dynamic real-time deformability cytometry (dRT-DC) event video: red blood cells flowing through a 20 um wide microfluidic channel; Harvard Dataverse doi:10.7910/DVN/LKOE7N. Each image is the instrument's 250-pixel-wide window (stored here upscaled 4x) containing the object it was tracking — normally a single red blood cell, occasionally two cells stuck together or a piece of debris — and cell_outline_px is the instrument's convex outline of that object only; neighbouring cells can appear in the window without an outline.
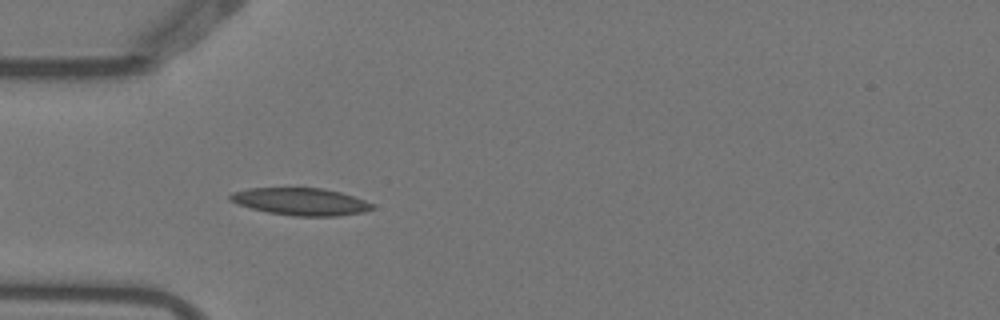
{"species": "Egyptian fruit bat (a non-hibernating species)", "species_latin": "Rousettus aegyptiacus", "temperature_condition": "warm", "stored_images_in_passage": 5, "camera_frame_rate_fps": 3000, "um_per_image_px": 0.085, "animal": {"sex": "female"}, "frame": {"image": 1, "passage_image": 5, "time_ms": 1.333, "image_size_px": [1000, 320], "cell_outline_px": [[376, 208], [364, 212], [336, 216], [292, 216], [268, 212], [236, 204], [228, 200], [228, 196], [232, 192], [248, 188], [320, 188], [340, 192], [376, 204]], "centroid_in_image_um": [25.56, 17.14], "position_along_channel_um": 59.4, "area_um2": 22.72}}